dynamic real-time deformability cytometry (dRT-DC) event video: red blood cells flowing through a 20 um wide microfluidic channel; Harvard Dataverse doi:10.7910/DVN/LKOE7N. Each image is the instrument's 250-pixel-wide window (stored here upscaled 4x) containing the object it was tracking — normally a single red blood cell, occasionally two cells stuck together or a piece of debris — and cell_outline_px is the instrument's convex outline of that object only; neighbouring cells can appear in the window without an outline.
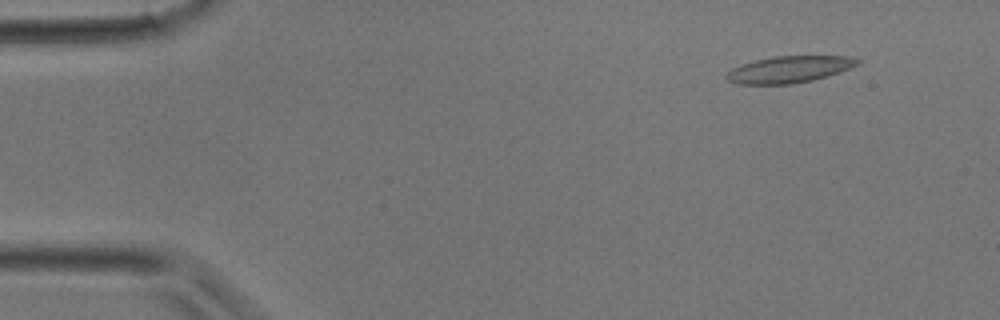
{"species": "common noctule bat (a hibernating species)", "species_latin": "Nyctalus noctula", "temperature_condition": "room temperature", "stored_images_in_passage": 33, "camera_frame_rate_fps": 3000, "um_per_image_px": 0.085, "animal": {"sex": "male", "body_mass_g": 17.9}, "frame": {"image": 1, "passage_image": 1, "time_ms": 0.0, "image_size_px": [1000, 320], "cell_outline_px": [[860, 64], [840, 72], [828, 76], [812, 80], [792, 84], [736, 84], [728, 80], [724, 76], [732, 68], [740, 64], [756, 60], [776, 56], [848, 56], [860, 60]], "centroid_in_image_um": [67.08, 5.9], "position_along_channel_um": 17.9, "area_um2": 20.4}}
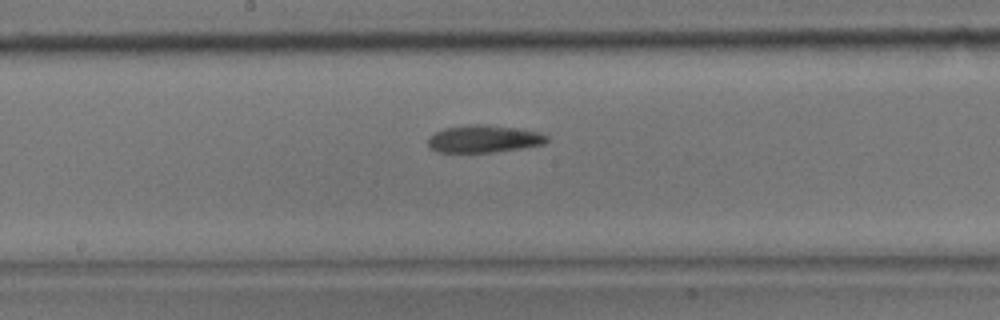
{"frame": {"image": 2, "passage_image": 16, "time_ms": 5.0, "image_size_px": [1000, 320], "cell_outline_px": [[548, 140], [544, 144], [524, 148], [496, 152], [436, 152], [428, 148], [428, 136], [444, 128], [468, 124], [480, 124], [516, 128], [540, 132], [548, 136]], "centroid_in_image_um": [41.11, 11.81], "position_along_channel_um": 207.1, "area_um2": 19.19}}
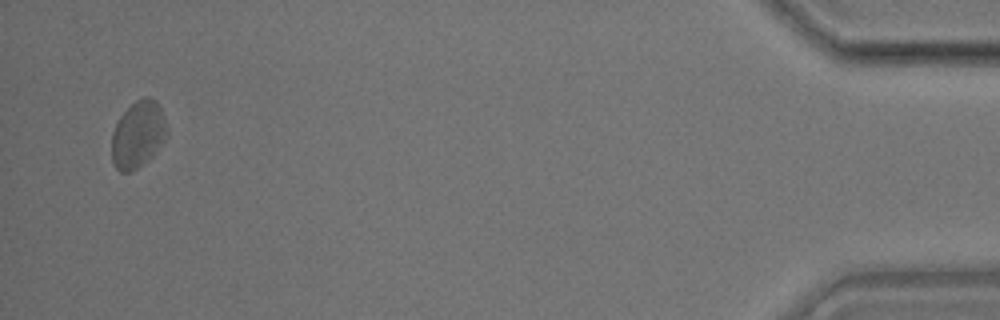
{"frame": {"image": 3, "passage_image": 32, "time_ms": 10.333, "image_size_px": [1000, 320], "cell_outline_px": [[168, 136], [152, 156], [148, 160], [136, 168], [128, 172], [120, 172], [112, 164], [112, 132], [120, 116], [136, 100], [144, 96], [148, 96], [156, 100], [164, 116], [168, 128]], "centroid_in_image_um": [11.74, 11.42], "position_along_channel_um": 423.5, "area_um2": 21.62}}